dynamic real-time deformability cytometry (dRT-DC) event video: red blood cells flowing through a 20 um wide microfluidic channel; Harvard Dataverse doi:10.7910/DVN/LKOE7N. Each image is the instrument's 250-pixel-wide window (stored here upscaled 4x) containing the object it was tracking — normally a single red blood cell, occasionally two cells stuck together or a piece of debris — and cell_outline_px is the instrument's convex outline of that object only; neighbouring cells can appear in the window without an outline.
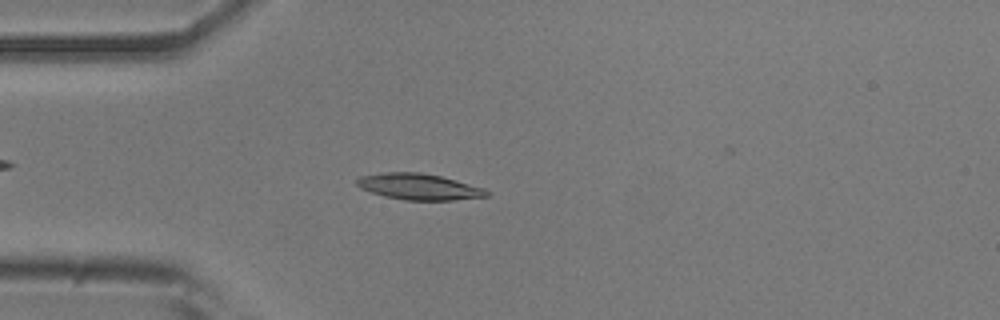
{"species": "common noctule bat (a hibernating species)", "species_latin": "Nyctalus noctula", "temperature_condition": "room temperature", "stored_images_in_passage": 48, "camera_frame_rate_fps": 3000, "um_per_image_px": 0.085, "animal": {"sex": "male", "body_mass_g": 20.5, "forearm_length_mm": 52.5}, "frame": {"image": 1, "passage_image": 9, "time_ms": 2.667, "image_size_px": [1000, 320], "cell_outline_px": [[492, 192], [488, 196], [452, 200], [404, 200], [384, 196], [360, 188], [356, 184], [356, 180], [360, 176], [380, 172], [420, 172], [440, 176], [456, 180], [484, 188]], "centroid_in_image_um": [35.61, 15.86], "position_along_channel_um": 49.4, "area_um2": 19.83}}
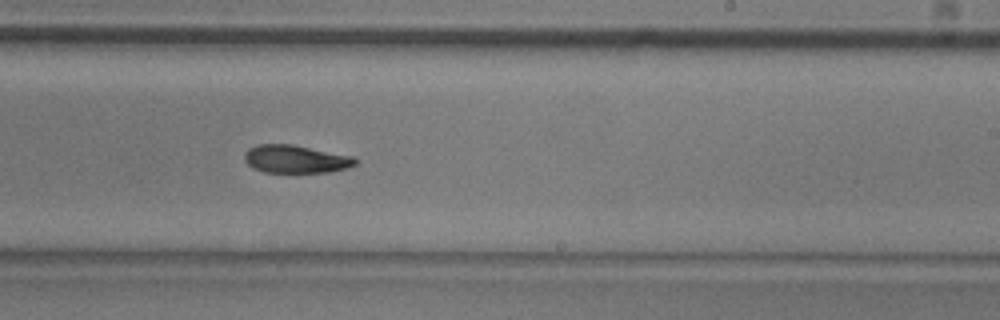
{"frame": {"image": 2, "passage_image": 27, "time_ms": 8.667, "image_size_px": [1000, 320], "cell_outline_px": [[356, 164], [348, 168], [328, 172], [264, 172], [252, 168], [244, 160], [244, 152], [248, 148], [256, 144], [292, 144], [356, 156]], "centroid_in_image_um": [25.13, 13.51], "position_along_channel_um": 263.9, "area_um2": 18.32}}
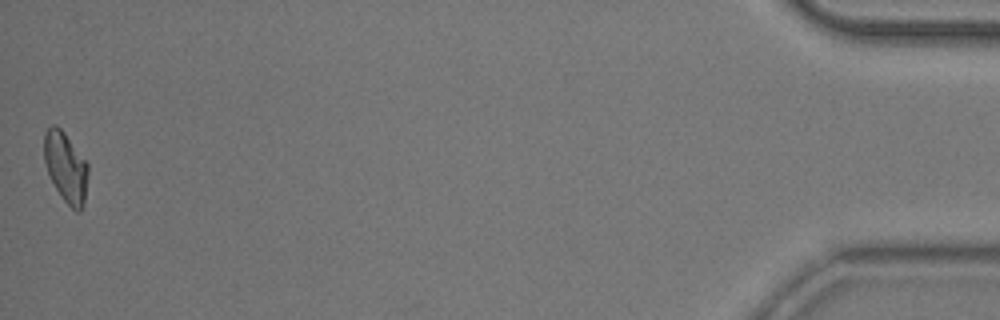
{"frame": {"image": 3, "passage_image": 48, "time_ms": 15.667, "image_size_px": [1000, 320], "cell_outline_px": [[88, 172], [84, 204], [80, 212], [76, 212], [64, 200], [56, 188], [48, 172], [44, 160], [44, 132], [52, 124], [56, 124], [64, 132], [88, 164]], "centroid_in_image_um": [5.59, 14.2], "position_along_channel_um": 429.6, "area_um2": 17.8}, "authors_computed_cell_mechanics": {"area_um2": 18.6694, "velocity_mm_per_s": 3.7433, "shape_relaxation_time_tau1_ms": 4.7669, "shape_relaxation_time_tau2_ms": 5.9616, "deformation_change_tau1": 0.1553, "deformation_change_tau2": 0.0992}}